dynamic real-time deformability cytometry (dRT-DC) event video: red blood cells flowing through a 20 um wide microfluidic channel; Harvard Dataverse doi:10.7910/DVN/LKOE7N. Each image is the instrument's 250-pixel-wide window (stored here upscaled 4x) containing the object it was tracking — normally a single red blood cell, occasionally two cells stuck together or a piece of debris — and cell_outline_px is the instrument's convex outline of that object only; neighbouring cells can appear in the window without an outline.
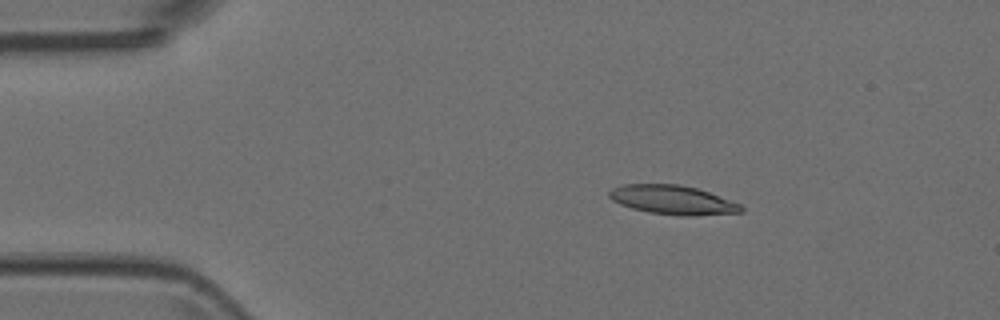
{"species": "Egyptian fruit bat (a non-hibernating species)", "species_latin": "Rousettus aegyptiacus", "temperature_condition": "room temperature", "stored_images_in_passage": 3, "camera_frame_rate_fps": 3000, "um_per_image_px": 0.085, "animal": {"sex": "female"}, "frame": {"image": 1, "passage_image": 1, "time_ms": 0.0, "image_size_px": [1000, 320], "cell_outline_px": [[744, 212], [692, 216], [680, 216], [648, 212], [632, 208], [620, 204], [612, 200], [608, 196], [608, 192], [612, 188], [624, 184], [680, 184], [696, 188], [708, 192], [740, 204], [744, 208]], "centroid_in_image_um": [57.16, 17.0], "position_along_channel_um": 27.8, "area_um2": 22.37}}